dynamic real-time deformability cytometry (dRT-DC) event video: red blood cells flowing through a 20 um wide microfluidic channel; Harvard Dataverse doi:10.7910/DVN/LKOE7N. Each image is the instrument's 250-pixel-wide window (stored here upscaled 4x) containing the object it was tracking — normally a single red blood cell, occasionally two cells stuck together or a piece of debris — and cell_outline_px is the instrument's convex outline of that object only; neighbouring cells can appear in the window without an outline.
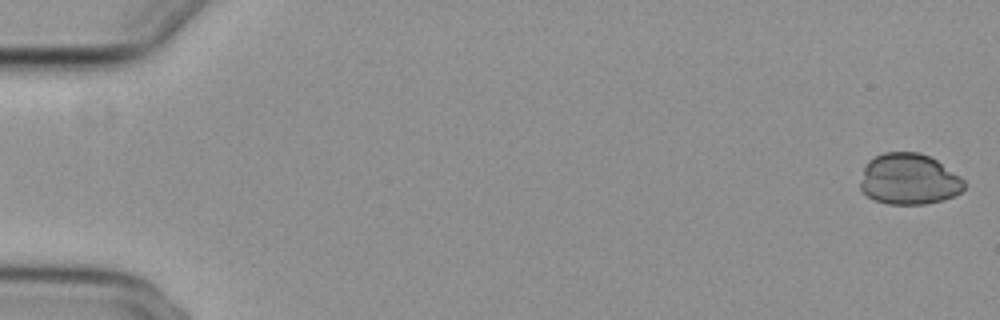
{"species": "common noctule bat (a hibernating species)", "species_latin": "Nyctalus noctula", "temperature_condition": "cold", "stored_images_in_passage": 55, "camera_frame_rate_fps": 3000, "um_per_image_px": 0.085, "animal": {"sex": "female", "body_mass_g": 29.2, "forearm_length_mm": 56.3}, "frame": {"image": 1, "passage_image": 1, "time_ms": 0.0, "image_size_px": [1000, 320], "cell_outline_px": [[964, 188], [956, 196], [944, 200], [924, 204], [888, 204], [872, 200], [860, 188], [860, 184], [864, 168], [868, 160], [884, 152], [920, 152], [936, 160], [960, 176], [964, 180]], "centroid_in_image_um": [77.26, 15.24], "position_along_channel_um": 7.7, "area_um2": 30.98}}
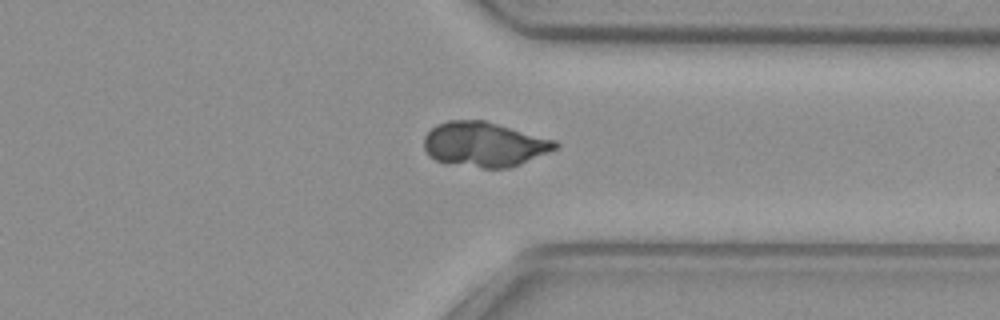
{"frame": {"image": 2, "passage_image": 43, "time_ms": 14.0, "image_size_px": [1000, 320], "cell_outline_px": [[560, 144], [556, 148], [548, 152], [512, 168], [480, 168], [448, 164], [436, 160], [424, 148], [424, 136], [436, 124], [448, 120], [484, 120], [556, 140]], "centroid_in_image_um": [41.17, 12.28], "position_along_channel_um": 370.2, "area_um2": 34.33}}
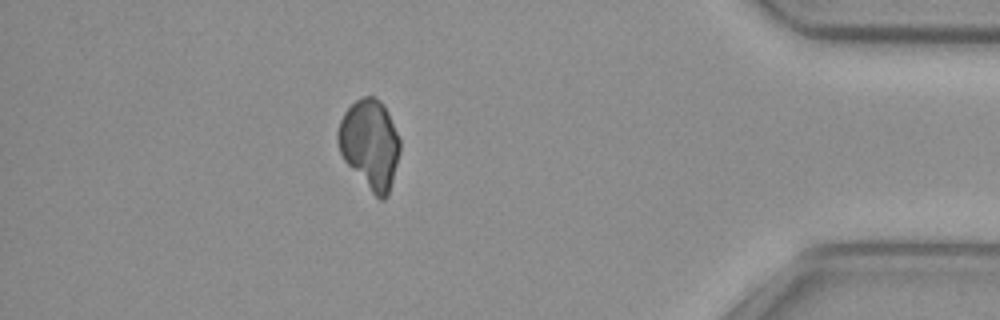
{"frame": {"image": 3, "passage_image": 49, "time_ms": 16.0, "image_size_px": [1000, 320], "cell_outline_px": [[400, 152], [388, 196], [384, 200], [380, 200], [372, 192], [344, 160], [340, 152], [336, 140], [336, 132], [340, 120], [344, 112], [356, 100], [364, 96], [372, 96], [380, 100], [384, 104], [388, 112], [400, 140]], "centroid_in_image_um": [31.43, 12.23], "position_along_channel_um": 403.8, "area_um2": 32.19}}